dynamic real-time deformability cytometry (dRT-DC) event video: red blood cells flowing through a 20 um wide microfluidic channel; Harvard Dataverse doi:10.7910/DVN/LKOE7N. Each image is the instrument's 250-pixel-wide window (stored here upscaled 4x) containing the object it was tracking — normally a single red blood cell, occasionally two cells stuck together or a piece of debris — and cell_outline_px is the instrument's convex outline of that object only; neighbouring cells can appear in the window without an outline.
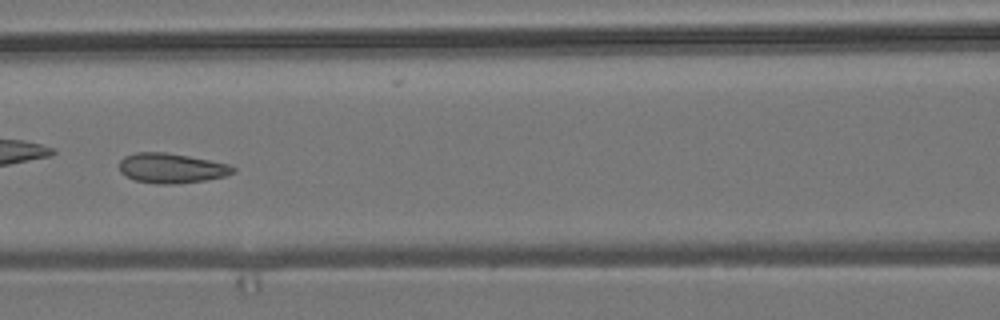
{"species": "common noctule bat (a hibernating species)", "species_latin": "Nyctalus noctula", "temperature_condition": "room temperature", "stored_images_in_passage": 7, "camera_frame_rate_fps": 3000, "um_per_image_px": 0.085, "animal": {"sex": "male", "body_mass_g": 19.2, "forearm_length_mm": 51.8}, "frame": {"image": 1, "passage_image": 6, "time_ms": 7.333, "image_size_px": [1000, 320], "cell_outline_px": [[236, 172], [224, 176], [204, 180], [176, 184], [156, 184], [136, 180], [120, 172], [120, 160], [124, 156], [136, 152], [164, 152], [188, 156], [228, 164], [236, 168]], "centroid_in_image_um": [14.57, 14.29], "position_along_channel_um": 152.0, "area_um2": 19.65}}